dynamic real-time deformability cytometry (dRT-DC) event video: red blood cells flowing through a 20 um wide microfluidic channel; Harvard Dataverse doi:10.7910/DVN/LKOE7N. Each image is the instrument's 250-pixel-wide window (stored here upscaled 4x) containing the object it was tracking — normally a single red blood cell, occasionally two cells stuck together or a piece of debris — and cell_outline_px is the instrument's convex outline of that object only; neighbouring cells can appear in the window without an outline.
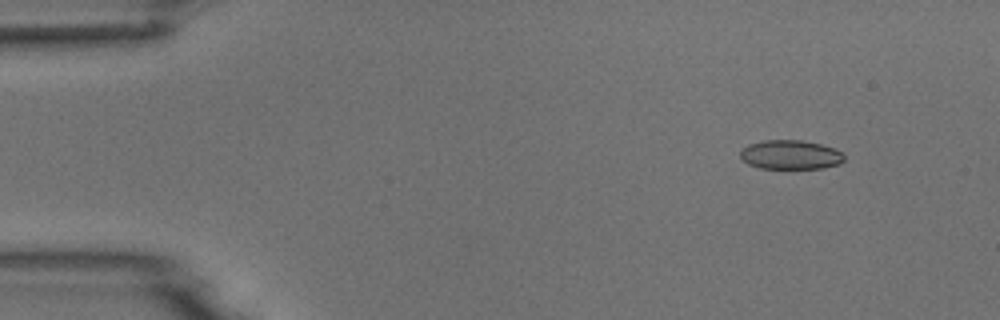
{"species": "common noctule bat (a hibernating species)", "species_latin": "Nyctalus noctula", "temperature_condition": "room temperature", "stored_images_in_passage": 4, "camera_frame_rate_fps": 3000, "um_per_image_px": 0.085, "animal": {"sex": "male", "body_mass_g": 18.8}, "frame": {"image": 1, "passage_image": 2, "time_ms": 1.0, "image_size_px": [1000, 320], "cell_outline_px": [[844, 160], [840, 164], [824, 168], [760, 168], [748, 164], [740, 160], [740, 148], [748, 144], [764, 140], [800, 140], [820, 144], [836, 148], [844, 156]], "centroid_in_image_um": [67.16, 13.15], "position_along_channel_um": 17.8, "area_um2": 17.86}}
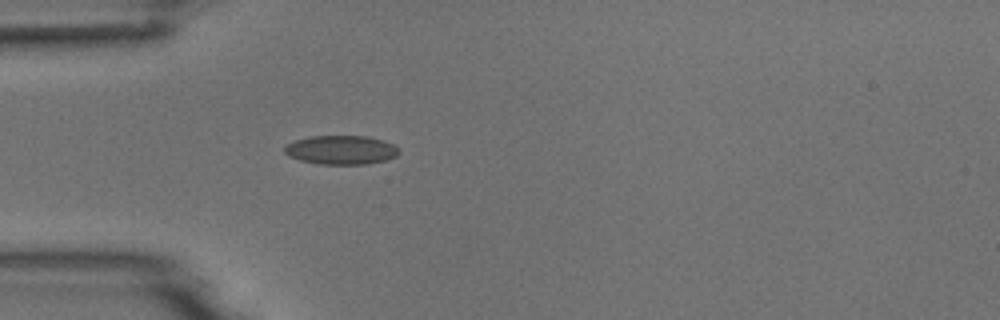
{"frame": {"image": 2, "passage_image": 4, "time_ms": 4.333, "image_size_px": [1000, 320], "cell_outline_px": [[400, 152], [396, 156], [384, 160], [368, 164], [320, 164], [300, 160], [288, 156], [284, 152], [284, 148], [288, 144], [296, 140], [312, 136], [364, 136], [384, 140], [400, 148]], "centroid_in_image_um": [29.01, 12.74], "position_along_channel_um": 56.0, "area_um2": 19.25}}